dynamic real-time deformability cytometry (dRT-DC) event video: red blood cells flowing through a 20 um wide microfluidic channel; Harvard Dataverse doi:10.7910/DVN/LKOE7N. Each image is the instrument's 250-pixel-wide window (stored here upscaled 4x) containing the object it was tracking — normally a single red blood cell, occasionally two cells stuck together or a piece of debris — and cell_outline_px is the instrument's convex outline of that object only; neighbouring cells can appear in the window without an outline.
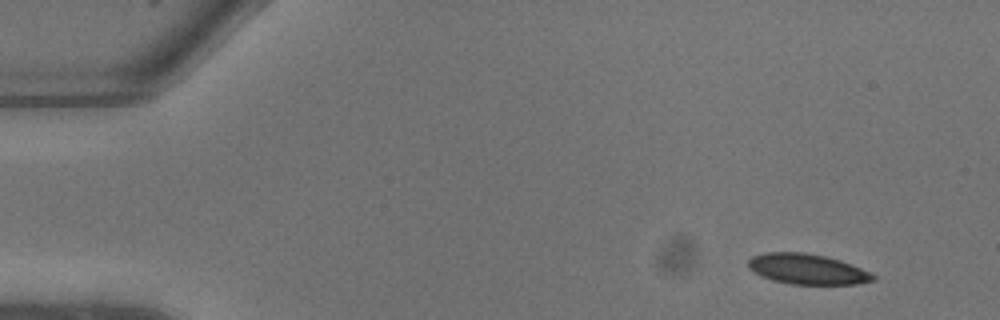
{"species": "common noctule bat (a hibernating species)", "species_latin": "Nyctalus noctula", "temperature_condition": "warm", "stored_images_in_passage": 10, "camera_frame_rate_fps": 3000, "um_per_image_px": 0.085, "animal": {"sex": "male", "body_mass_g": 13.3}, "frame": {"image": 1, "passage_image": 1, "time_ms": 0.0, "image_size_px": [1000, 320], "cell_outline_px": [[876, 280], [856, 284], [792, 284], [772, 280], [760, 276], [748, 268], [748, 260], [752, 256], [764, 252], [804, 252], [828, 256], [840, 260], [860, 268], [876, 276]], "centroid_in_image_um": [68.58, 22.86], "position_along_channel_um": 16.4, "area_um2": 22.2}}
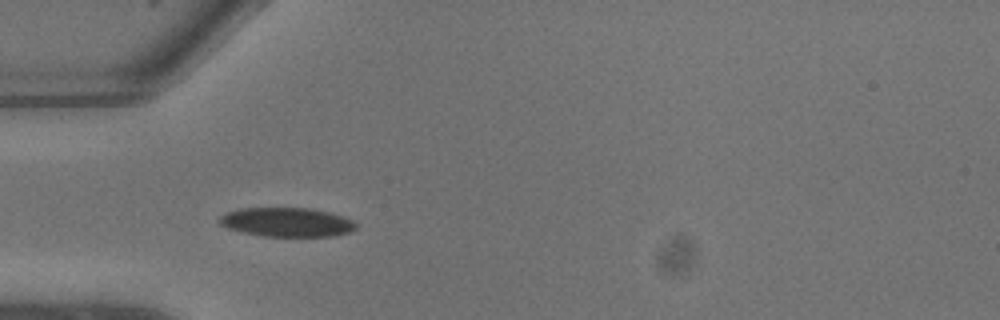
{"frame": {"image": 2, "passage_image": 6, "time_ms": 1.667, "image_size_px": [1000, 320], "cell_outline_px": [[356, 228], [352, 232], [332, 236], [260, 236], [228, 228], [220, 224], [220, 216], [228, 212], [240, 208], [312, 208], [328, 212], [352, 220], [356, 224]], "centroid_in_image_um": [24.4, 18.88], "position_along_channel_um": 60.6, "area_um2": 23.0}}